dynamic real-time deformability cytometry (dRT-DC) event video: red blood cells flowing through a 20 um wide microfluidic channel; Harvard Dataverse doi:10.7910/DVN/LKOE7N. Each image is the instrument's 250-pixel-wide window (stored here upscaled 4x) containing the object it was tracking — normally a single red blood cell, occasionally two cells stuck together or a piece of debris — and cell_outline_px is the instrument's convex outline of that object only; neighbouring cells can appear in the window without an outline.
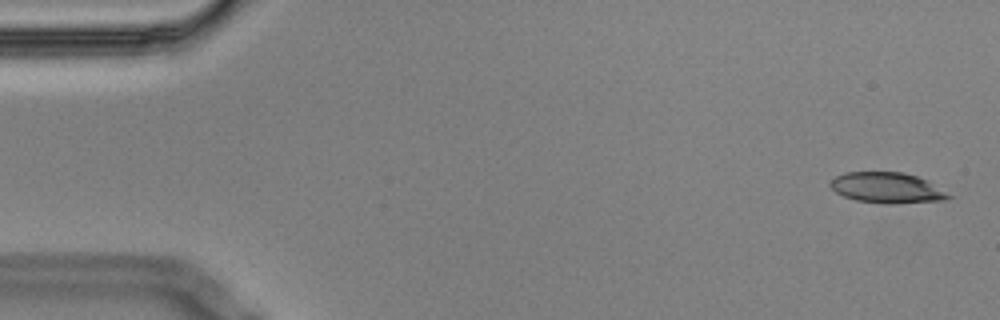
{"species": "Egyptian fruit bat (a non-hibernating species)", "species_latin": "Rousettus aegyptiacus", "temperature_condition": "cold", "stored_images_in_passage": 5, "camera_frame_rate_fps": 3000, "um_per_image_px": 0.085, "animal": {"sex": "male"}, "frame": {"image": 1, "passage_image": 1, "time_ms": 0.0, "image_size_px": [1000, 320], "cell_outline_px": [[952, 196], [948, 200], [888, 204], [884, 204], [856, 200], [844, 196], [836, 192], [828, 184], [836, 176], [848, 172], [904, 172], [928, 180]], "centroid_in_image_um": [75.41, 15.97], "position_along_channel_um": 9.6, "area_um2": 21.1}}